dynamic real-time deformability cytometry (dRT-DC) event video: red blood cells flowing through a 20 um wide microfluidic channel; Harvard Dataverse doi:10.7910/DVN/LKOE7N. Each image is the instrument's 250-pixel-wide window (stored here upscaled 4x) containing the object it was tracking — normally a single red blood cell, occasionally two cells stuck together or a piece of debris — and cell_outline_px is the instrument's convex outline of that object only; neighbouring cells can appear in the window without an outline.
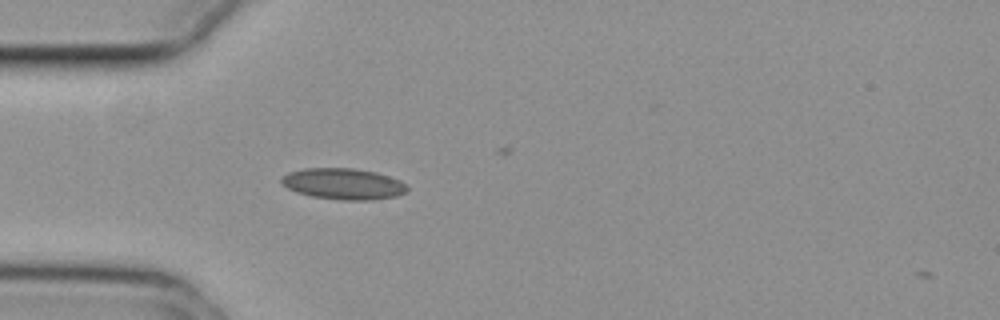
{"species": "common noctule bat (a hibernating species)", "species_latin": "Nyctalus noctula", "temperature_condition": "cold", "stored_images_in_passage": 9, "camera_frame_rate_fps": 3000, "um_per_image_px": 0.085, "animal": {"sex": "female", "body_mass_g": 29.2, "forearm_length_mm": 56.3}, "frame": {"image": 1, "passage_image": 2, "time_ms": 0.333, "image_size_px": [1000, 320], "cell_outline_px": [[408, 192], [396, 196], [372, 200], [340, 200], [312, 196], [296, 192], [280, 184], [280, 180], [288, 172], [304, 168], [352, 168], [376, 172], [400, 180], [408, 184]], "centroid_in_image_um": [29.2, 15.63], "position_along_channel_um": 55.8, "area_um2": 23.0}}
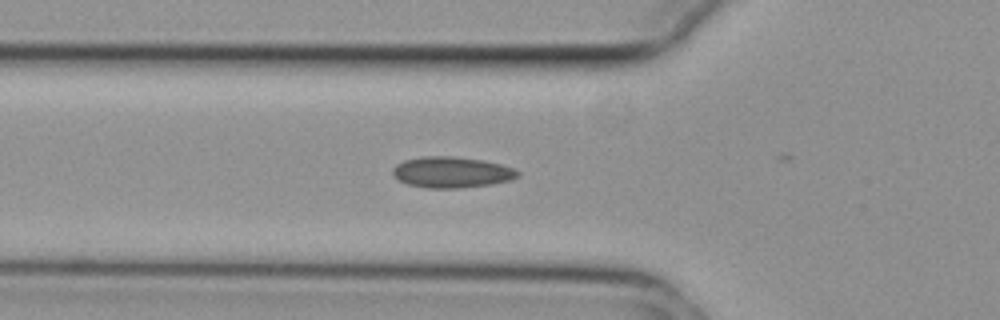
{"frame": {"image": 2, "passage_image": 5, "time_ms": 1.333, "image_size_px": [1000, 320], "cell_outline_px": [[520, 176], [512, 180], [492, 184], [460, 188], [428, 188], [408, 184], [392, 176], [392, 168], [396, 164], [404, 160], [420, 156], [452, 156], [484, 160], [516, 168], [520, 172]], "centroid_in_image_um": [38.41, 14.63], "position_along_channel_um": 87.4, "area_um2": 22.89}}
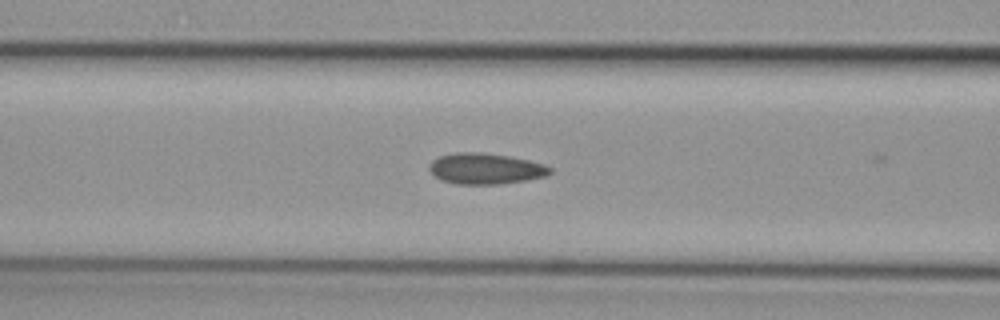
{"frame": {"image": 3, "passage_image": 8, "time_ms": 2.333, "image_size_px": [1000, 320], "cell_outline_px": [[552, 172], [548, 176], [500, 184], [456, 184], [444, 180], [436, 176], [428, 168], [428, 164], [432, 160], [440, 156], [456, 152], [480, 152], [508, 156], [528, 160], [544, 164], [552, 168]], "centroid_in_image_um": [41.28, 14.33], "position_along_channel_um": 125.3, "area_um2": 21.68}}